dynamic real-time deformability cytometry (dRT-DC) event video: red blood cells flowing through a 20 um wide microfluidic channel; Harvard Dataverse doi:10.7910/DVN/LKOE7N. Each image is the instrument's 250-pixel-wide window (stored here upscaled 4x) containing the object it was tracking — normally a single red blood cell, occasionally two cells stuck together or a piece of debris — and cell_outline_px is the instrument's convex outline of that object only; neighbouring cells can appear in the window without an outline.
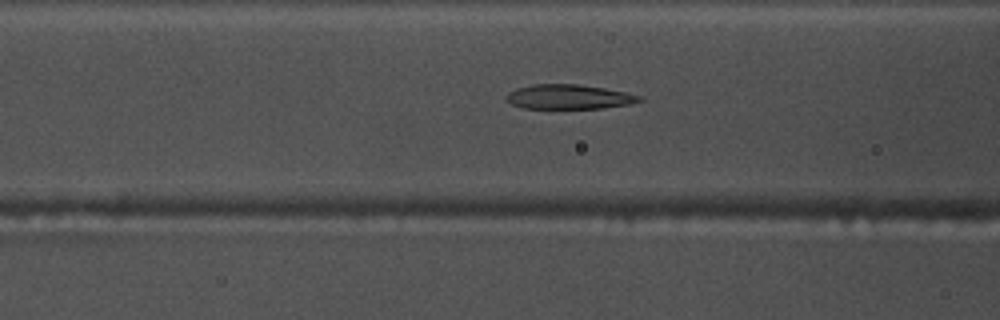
{"species": "common noctule bat (a hibernating species)", "species_latin": "Nyctalus noctula", "temperature_condition": "warm", "stored_images_in_passage": 30, "camera_frame_rate_fps": 3000, "um_per_image_px": 0.085, "animal": {"sex": "male", "body_mass_g": 17.5, "forearm_length_mm": 52.3}, "frame": {"image": 1, "passage_image": 9, "time_ms": 2.667, "image_size_px": [1000, 320], "cell_outline_px": [[644, 100], [628, 104], [604, 108], [524, 108], [512, 104], [508, 100], [508, 92], [516, 88], [532, 84], [576, 84], [604, 88], [644, 96]], "centroid_in_image_um": [48.39, 8.22], "position_along_channel_um": 118.2, "area_um2": 18.9}}
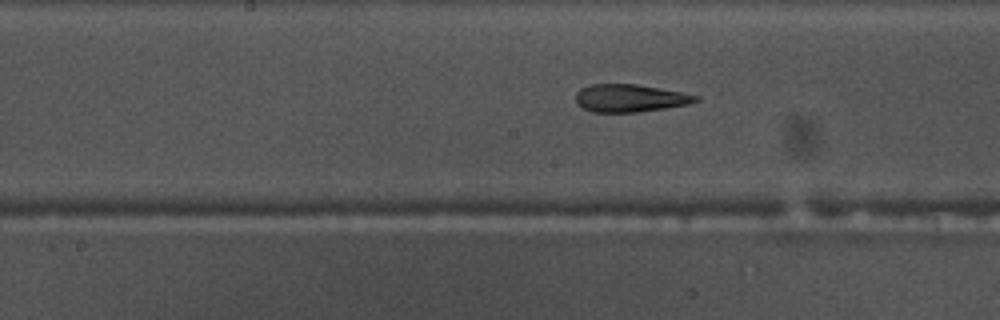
{"frame": {"image": 2, "passage_image": 15, "time_ms": 4.667, "image_size_px": [1000, 320], "cell_outline_px": [[700, 100], [688, 104], [664, 108], [636, 112], [592, 112], [576, 104], [576, 92], [580, 88], [592, 84], [636, 84], [680, 92], [700, 96]], "centroid_in_image_um": [53.52, 8.34], "position_along_channel_um": 194.7, "area_um2": 19.25}}
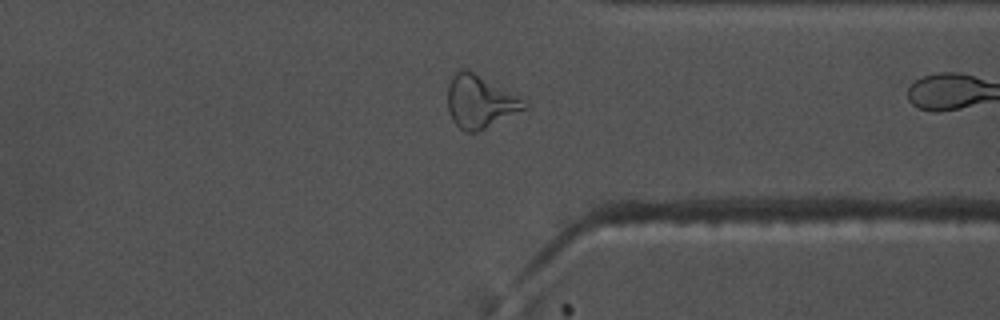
{"frame": {"image": 3, "passage_image": 29, "time_ms": 9.333, "image_size_px": [1000, 320], "cell_outline_px": [[528, 108], [476, 132], [464, 132], [452, 120], [448, 112], [448, 84], [452, 76], [460, 68], [468, 68], [520, 96], [528, 104]], "centroid_in_image_um": [40.8, 8.61], "position_along_channel_um": 370.6, "area_um2": 23.81}}